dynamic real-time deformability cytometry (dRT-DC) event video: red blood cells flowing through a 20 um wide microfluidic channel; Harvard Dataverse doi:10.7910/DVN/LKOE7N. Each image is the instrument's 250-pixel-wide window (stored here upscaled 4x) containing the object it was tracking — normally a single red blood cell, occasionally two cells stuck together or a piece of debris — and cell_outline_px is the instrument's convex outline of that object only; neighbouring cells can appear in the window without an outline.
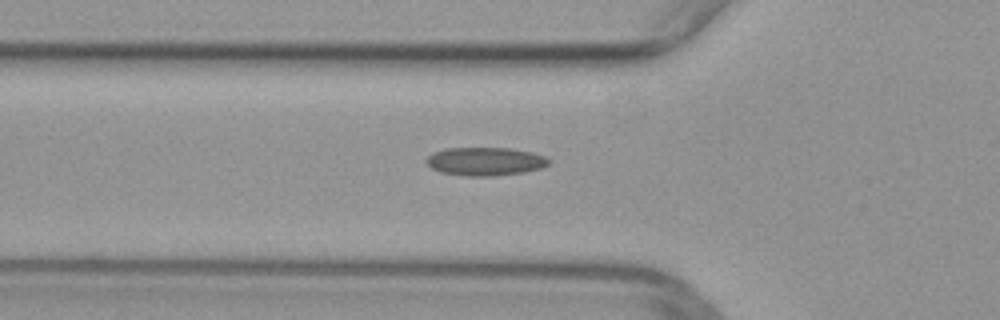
{"species": "common noctule bat (a hibernating species)", "species_latin": "Nyctalus noctula", "temperature_condition": "warm", "stored_images_in_passage": 35, "camera_frame_rate_fps": 3000, "um_per_image_px": 0.085, "animal": {"sex": "female", "body_mass_g": 29.2, "forearm_length_mm": 56.3}, "frame": {"image": 1, "passage_image": 2, "time_ms": 0.333, "image_size_px": [1000, 320], "cell_outline_px": [[552, 160], [548, 164], [540, 168], [524, 172], [492, 176], [464, 176], [440, 172], [432, 168], [424, 160], [432, 152], [444, 148], [512, 148], [532, 152], [544, 156]], "centroid_in_image_um": [41.22, 13.71], "position_along_channel_um": 84.6, "area_um2": 20.35}}
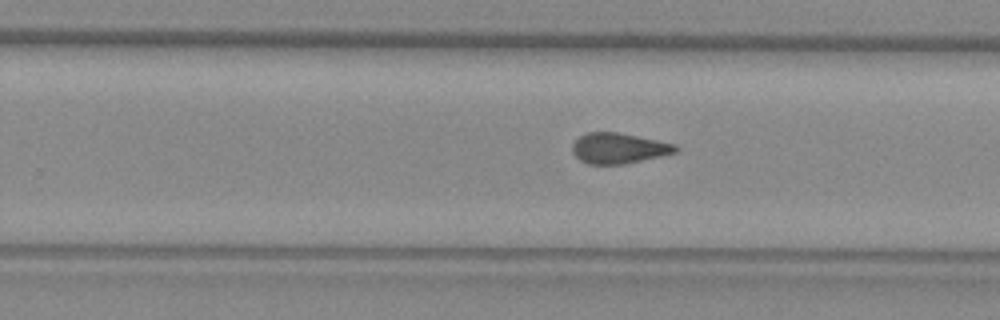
{"frame": {"image": 2, "passage_image": 16, "time_ms": 5.0, "image_size_px": [1000, 320], "cell_outline_px": [[680, 148], [676, 152], [660, 156], [624, 164], [588, 164], [580, 160], [572, 152], [572, 144], [580, 136], [588, 132], [616, 132], [676, 144]], "centroid_in_image_um": [52.58, 12.6], "position_along_channel_um": 277.2, "area_um2": 18.21}}
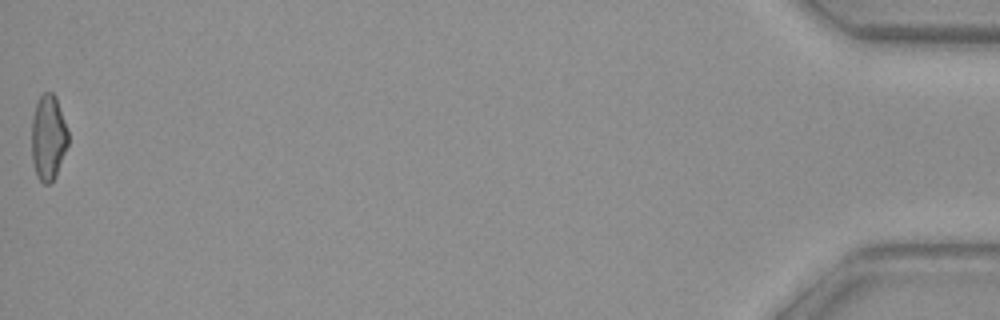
{"frame": {"image": 3, "passage_image": 35, "time_ms": 11.333, "image_size_px": [1000, 320], "cell_outline_px": [[68, 144], [56, 176], [48, 184], [44, 184], [36, 176], [32, 160], [32, 120], [36, 104], [40, 96], [44, 92], [52, 92], [56, 96], [68, 128]], "centroid_in_image_um": [4.11, 11.68], "position_along_channel_um": 431.1, "area_um2": 18.26}}